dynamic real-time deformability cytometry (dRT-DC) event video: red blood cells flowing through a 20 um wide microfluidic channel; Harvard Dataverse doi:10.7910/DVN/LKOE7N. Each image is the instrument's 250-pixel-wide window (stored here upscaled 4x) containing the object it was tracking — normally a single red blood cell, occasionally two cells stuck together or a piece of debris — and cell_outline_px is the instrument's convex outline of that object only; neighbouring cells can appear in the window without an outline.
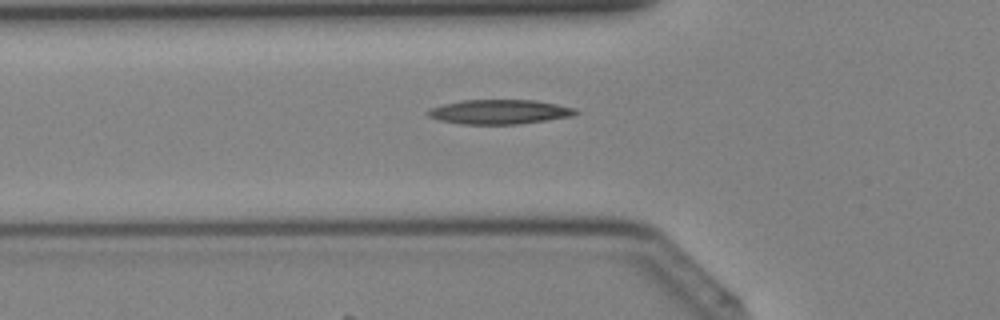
{"species": "Egyptian fruit bat (a non-hibernating species)", "species_latin": "Rousettus aegyptiacus", "temperature_condition": "cold", "stored_images_in_passage": 40, "camera_frame_rate_fps": 3000, "um_per_image_px": 0.085, "animal": {"sex": "female"}, "frame": {"image": 1, "passage_image": 14, "time_ms": 4.333, "image_size_px": [1000, 320], "cell_outline_px": [[580, 112], [572, 116], [548, 120], [520, 124], [460, 124], [440, 120], [428, 116], [428, 108], [444, 104], [464, 100], [536, 100], [576, 108]], "centroid_in_image_um": [42.48, 9.51], "position_along_channel_um": 83.3, "area_um2": 21.1}}
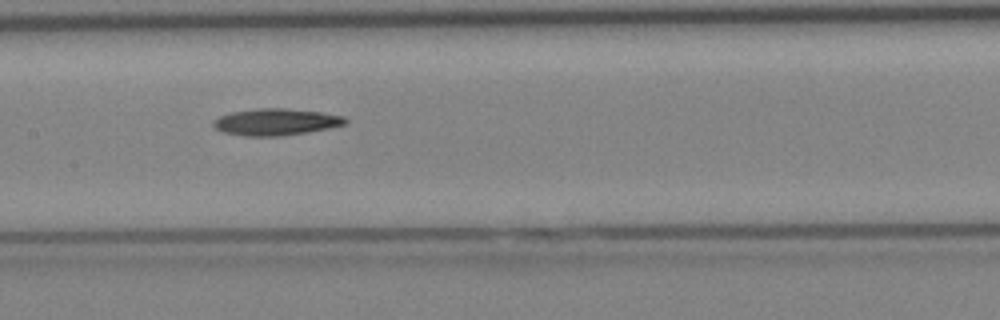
{"frame": {"image": 2, "passage_image": 20, "time_ms": 6.333, "image_size_px": [1000, 320], "cell_outline_px": [[348, 124], [308, 132], [280, 136], [244, 136], [224, 132], [216, 128], [212, 124], [212, 120], [220, 116], [232, 112], [256, 108], [288, 108], [320, 112], [344, 116], [348, 120]], "centroid_in_image_um": [23.47, 10.36], "position_along_channel_um": 183.9, "area_um2": 20.63}}
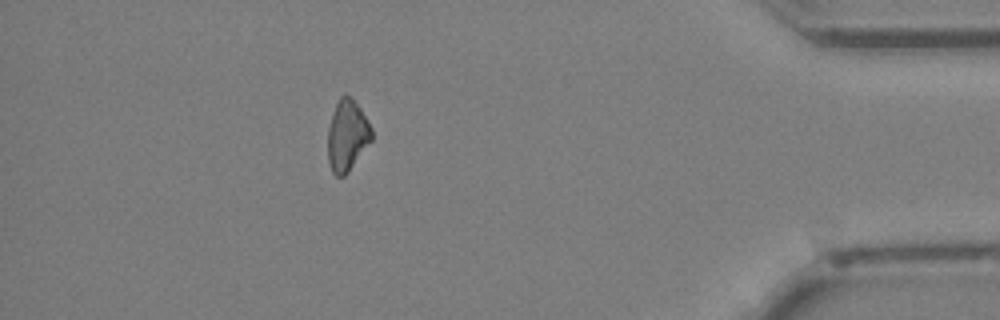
{"frame": {"image": 3, "passage_image": 36, "time_ms": 11.667, "image_size_px": [1000, 320], "cell_outline_px": [[372, 140], [348, 172], [344, 176], [336, 176], [332, 172], [328, 164], [328, 128], [332, 112], [340, 96], [348, 96], [360, 108], [368, 120], [372, 128]], "centroid_in_image_um": [29.5, 11.55], "position_along_channel_um": 405.7, "area_um2": 18.09}}